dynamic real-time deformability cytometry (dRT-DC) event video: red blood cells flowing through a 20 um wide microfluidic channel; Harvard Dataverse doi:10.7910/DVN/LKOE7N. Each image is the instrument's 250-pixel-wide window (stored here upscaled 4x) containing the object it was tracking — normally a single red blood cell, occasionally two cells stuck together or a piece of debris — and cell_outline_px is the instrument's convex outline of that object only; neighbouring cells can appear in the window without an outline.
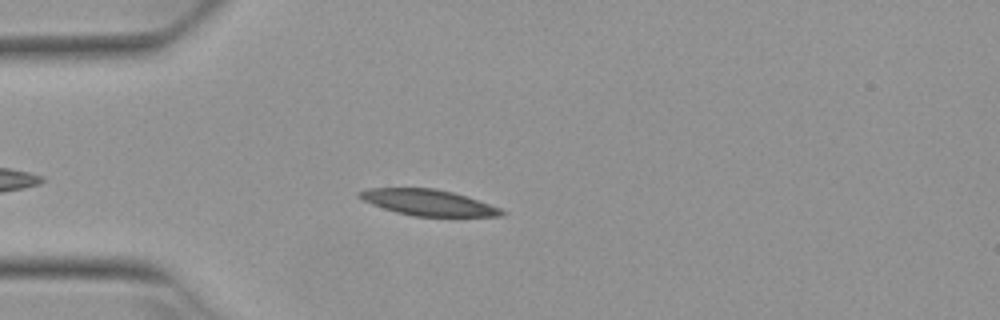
{"species": "Egyptian fruit bat (a non-hibernating species)", "species_latin": "Rousettus aegyptiacus", "temperature_condition": "warm", "stored_images_in_passage": 3, "camera_frame_rate_fps": 3000, "um_per_image_px": 0.085, "animal": {"sex": "female"}, "frame": {"image": 1, "passage_image": 3, "time_ms": 0.667, "image_size_px": [1000, 320], "cell_outline_px": [[508, 212], [504, 216], [412, 216], [396, 212], [372, 204], [356, 196], [360, 192], [368, 188], [436, 188], [452, 192], [500, 208]], "centroid_in_image_um": [36.4, 17.22], "position_along_channel_um": 48.6, "area_um2": 21.27}}